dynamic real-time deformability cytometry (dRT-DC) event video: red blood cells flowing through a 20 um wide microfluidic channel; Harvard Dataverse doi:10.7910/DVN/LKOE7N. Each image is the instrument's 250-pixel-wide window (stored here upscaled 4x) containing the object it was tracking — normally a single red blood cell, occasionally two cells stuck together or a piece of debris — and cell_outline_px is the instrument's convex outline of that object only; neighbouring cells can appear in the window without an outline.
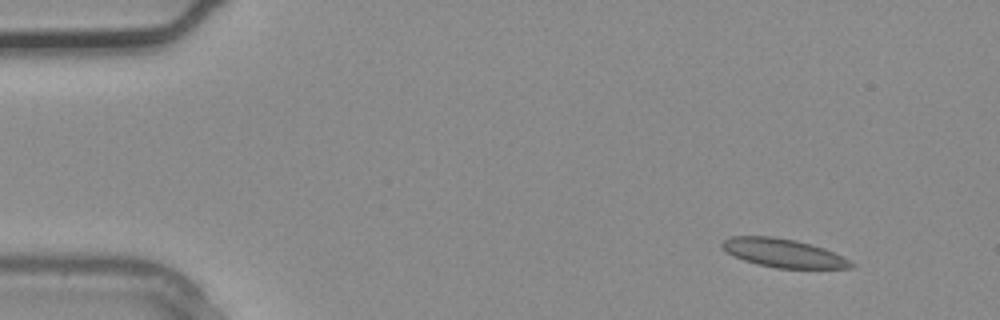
{"species": "common noctule bat (a hibernating species)", "species_latin": "Nyctalus noctula", "temperature_condition": "warm", "stored_images_in_passage": 3, "camera_frame_rate_fps": 3000, "um_per_image_px": 0.085, "animal": {"sex": "male", "body_mass_g": 20.4}, "frame": {"image": 1, "passage_image": 1, "time_ms": 0.0, "image_size_px": [1000, 320], "cell_outline_px": [[852, 268], [776, 268], [756, 264], [732, 256], [720, 244], [724, 240], [732, 236], [772, 236], [796, 240], [824, 248], [848, 260], [852, 264]], "centroid_in_image_um": [66.52, 21.5], "position_along_channel_um": 18.5, "area_um2": 21.15}}